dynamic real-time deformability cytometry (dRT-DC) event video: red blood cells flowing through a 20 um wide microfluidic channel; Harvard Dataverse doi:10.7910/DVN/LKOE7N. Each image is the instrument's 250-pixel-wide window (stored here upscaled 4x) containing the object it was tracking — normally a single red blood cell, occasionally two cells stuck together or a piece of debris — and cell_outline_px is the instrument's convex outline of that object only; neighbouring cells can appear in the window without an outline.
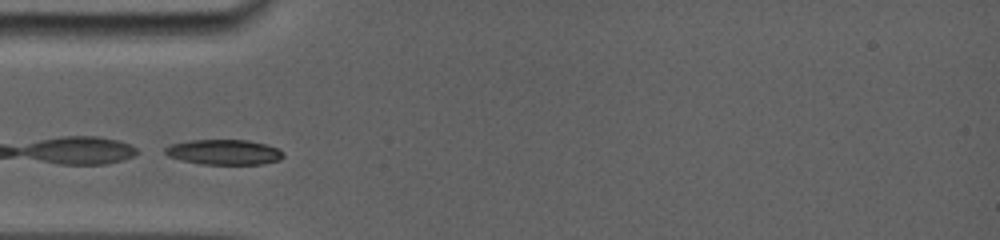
{"species": "common noctule bat (a hibernating species)", "species_latin": "Nyctalus noctula", "temperature_condition": "room temperature", "stored_images_in_passage": 41, "camera_frame_rate_fps": 5000, "um_per_image_px": 0.085, "animal": {"sex": "female", "body_mass_g": 19.0, "forearm_length_mm": 56.7}, "frame": {"image": 1, "passage_image": 1, "time_ms": 0.0, "image_size_px": [1000, 240], "cell_outline_px": [[284, 156], [280, 160], [264, 164], [200, 164], [168, 156], [164, 152], [164, 148], [168, 144], [188, 140], [248, 140], [264, 144], [276, 148], [284, 152]], "centroid_in_image_um": [19.02, 12.93], "position_along_channel_um": 66.0, "area_um2": 17.4}}